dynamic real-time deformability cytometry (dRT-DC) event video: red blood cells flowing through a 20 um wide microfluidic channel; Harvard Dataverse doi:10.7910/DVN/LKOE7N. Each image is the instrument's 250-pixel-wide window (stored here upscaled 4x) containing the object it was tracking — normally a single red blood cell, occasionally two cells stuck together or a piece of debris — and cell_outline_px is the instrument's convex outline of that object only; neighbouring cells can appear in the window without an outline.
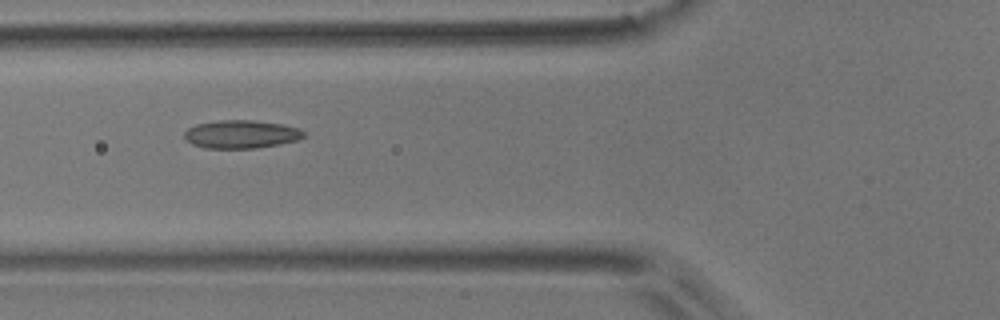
{"species": "common noctule bat (a hibernating species)", "species_latin": "Nyctalus noctula", "temperature_condition": "room temperature", "stored_images_in_passage": 4, "camera_frame_rate_fps": 3000, "um_per_image_px": 0.085, "animal": {"sex": "male", "body_mass_g": 17.9}, "frame": {"image": 1, "passage_image": 2, "time_ms": 0.333, "image_size_px": [1000, 320], "cell_outline_px": [[308, 132], [304, 136], [296, 140], [280, 144], [256, 148], [204, 148], [192, 144], [184, 136], [184, 132], [188, 128], [196, 124], [220, 120], [252, 120], [280, 124], [296, 128]], "centroid_in_image_um": [20.49, 11.41], "position_along_channel_um": 105.3, "area_um2": 19.48}}
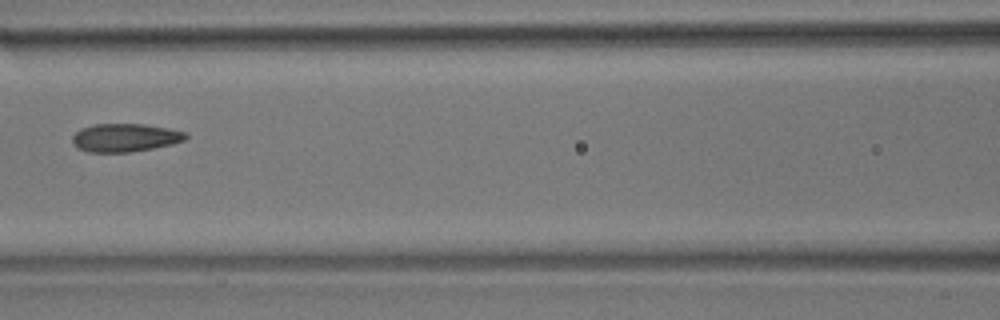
{"frame": {"image": 2, "passage_image": 3, "time_ms": 0.667, "image_size_px": [1000, 320], "cell_outline_px": [[188, 136], [184, 140], [172, 144], [152, 148], [128, 152], [88, 152], [76, 148], [72, 144], [72, 136], [80, 128], [96, 124], [144, 124], [168, 128], [184, 132]], "centroid_in_image_um": [10.58, 11.7], "position_along_channel_um": 156.0, "area_um2": 18.61}}
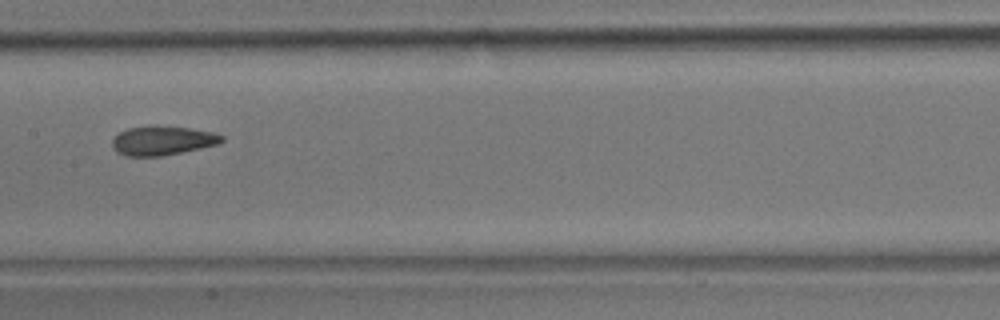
{"frame": {"image": 3, "passage_image": 4, "time_ms": 1.0, "image_size_px": [1000, 320], "cell_outline_px": [[224, 140], [216, 144], [200, 148], [160, 156], [124, 156], [116, 152], [112, 148], [112, 140], [120, 132], [128, 128], [156, 124], [188, 128], [212, 132], [224, 136]], "centroid_in_image_um": [13.76, 11.93], "position_along_channel_um": 193.6, "area_um2": 18.67}}